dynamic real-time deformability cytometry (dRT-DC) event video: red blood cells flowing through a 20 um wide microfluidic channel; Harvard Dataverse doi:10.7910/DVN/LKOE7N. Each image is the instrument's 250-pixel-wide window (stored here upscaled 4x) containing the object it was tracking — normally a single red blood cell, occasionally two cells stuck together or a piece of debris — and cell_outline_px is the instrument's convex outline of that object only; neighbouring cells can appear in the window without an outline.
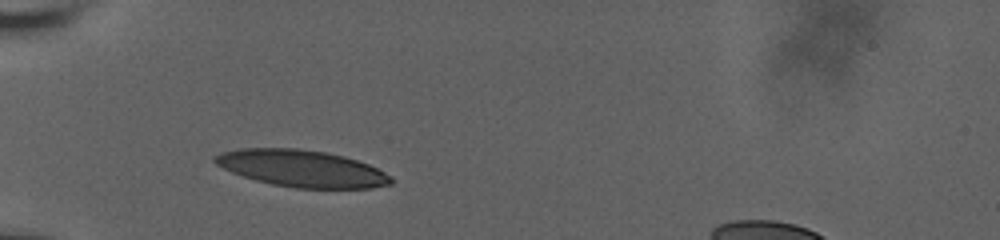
{"species": "human", "species_latin": "Homo sapiens", "temperature_condition": "room temperature", "stored_images_in_passage": 10, "camera_frame_rate_fps": 3000, "um_per_image_px": 0.085, "donor": {"sex": "male"}, "frame": {"image": 1, "passage_image": 1, "time_ms": 0.0, "image_size_px": [1000, 240], "cell_outline_px": [[392, 184], [372, 188], [296, 188], [272, 184], [256, 180], [232, 172], [216, 164], [212, 160], [212, 156], [220, 152], [240, 148], [296, 148], [324, 152], [344, 156], [368, 164], [392, 176]], "centroid_in_image_um": [25.63, 14.31], "position_along_channel_um": 59.4, "area_um2": 37.74}}
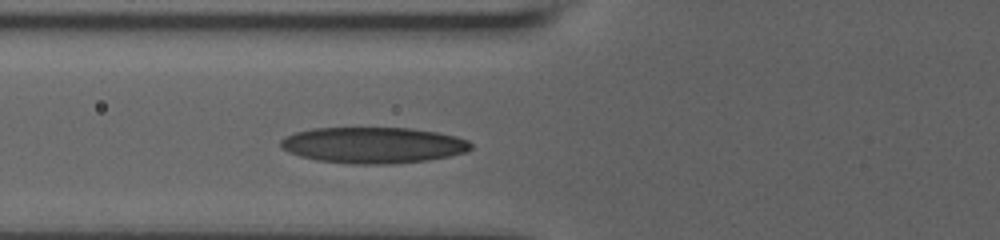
{"frame": {"image": 2, "passage_image": 7, "time_ms": 1.333, "image_size_px": [1000, 240], "cell_outline_px": [[472, 148], [468, 152], [428, 160], [396, 164], [352, 164], [316, 160], [300, 156], [288, 152], [280, 148], [280, 140], [284, 136], [296, 132], [312, 128], [412, 128], [436, 132], [456, 136], [468, 140], [472, 144]], "centroid_in_image_um": [31.72, 12.34], "position_along_channel_um": 94.1, "area_um2": 40.34}}